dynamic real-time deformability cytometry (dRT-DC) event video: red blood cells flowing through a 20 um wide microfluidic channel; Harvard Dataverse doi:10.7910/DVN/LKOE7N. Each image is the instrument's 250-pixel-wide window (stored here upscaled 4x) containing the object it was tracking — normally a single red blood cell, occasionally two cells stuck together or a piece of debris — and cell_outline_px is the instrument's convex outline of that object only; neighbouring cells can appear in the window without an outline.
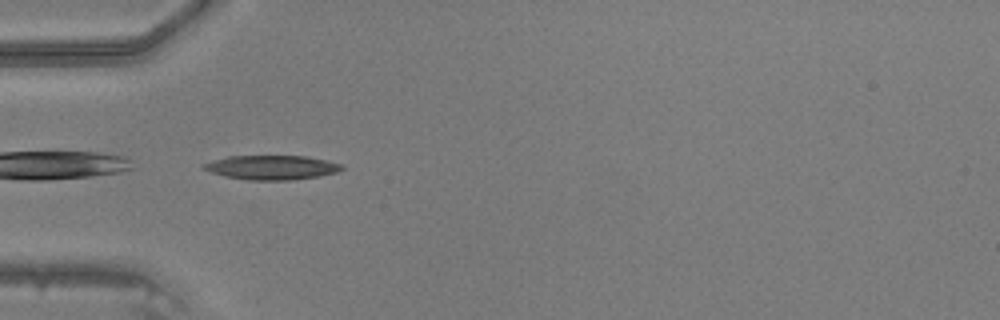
{"species": "common noctule bat (a hibernating species)", "species_latin": "Nyctalus noctula", "temperature_condition": "warm", "stored_images_in_passage": 29, "camera_frame_rate_fps": 3000, "um_per_image_px": 0.085, "animal": {"sex": "male", "body_mass_g": 20.5, "forearm_length_mm": 52.5}, "frame": {"image": 1, "passage_image": 1, "time_ms": 0.0, "image_size_px": [1000, 320], "cell_outline_px": [[344, 168], [336, 172], [316, 176], [288, 180], [248, 180], [224, 176], [200, 168], [200, 164], [212, 160], [228, 156], [304, 156], [344, 164]], "centroid_in_image_um": [23.02, 14.23], "position_along_channel_um": 62.0, "area_um2": 19.48}}
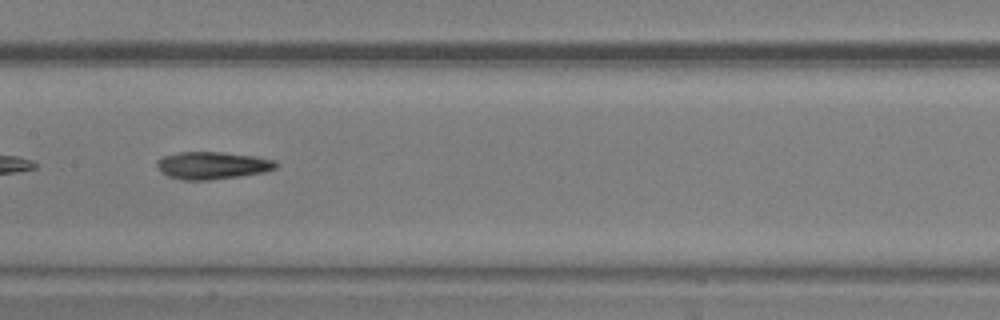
{"frame": {"image": 2, "passage_image": 10, "time_ms": 3.0, "image_size_px": [1000, 320], "cell_outline_px": [[280, 164], [276, 168], [264, 172], [240, 176], [212, 180], [184, 180], [168, 176], [156, 164], [156, 160], [164, 156], [180, 152], [220, 152], [252, 156], [276, 160]], "centroid_in_image_um": [18.09, 14.06], "position_along_channel_um": 189.3, "area_um2": 18.9}}
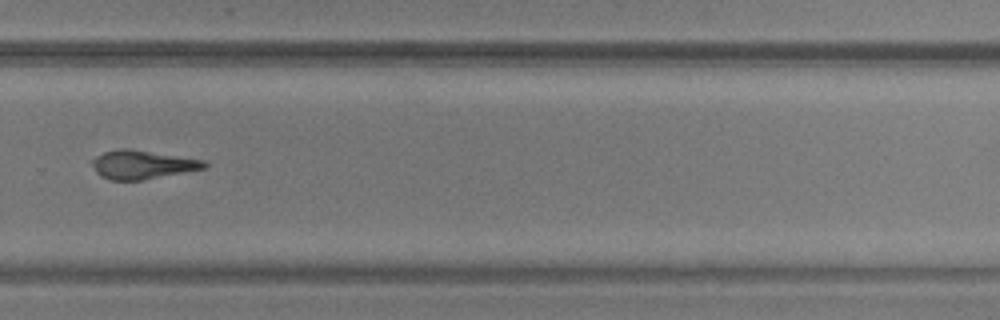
{"frame": {"image": 3, "passage_image": 19, "time_ms": 6.0, "image_size_px": [1000, 320], "cell_outline_px": [[208, 164], [204, 168], [140, 180], [108, 180], [100, 176], [96, 172], [88, 160], [104, 152], [120, 148], [128, 148], [204, 160]], "centroid_in_image_um": [12.0, 13.98], "position_along_channel_um": 317.8, "area_um2": 18.61}}